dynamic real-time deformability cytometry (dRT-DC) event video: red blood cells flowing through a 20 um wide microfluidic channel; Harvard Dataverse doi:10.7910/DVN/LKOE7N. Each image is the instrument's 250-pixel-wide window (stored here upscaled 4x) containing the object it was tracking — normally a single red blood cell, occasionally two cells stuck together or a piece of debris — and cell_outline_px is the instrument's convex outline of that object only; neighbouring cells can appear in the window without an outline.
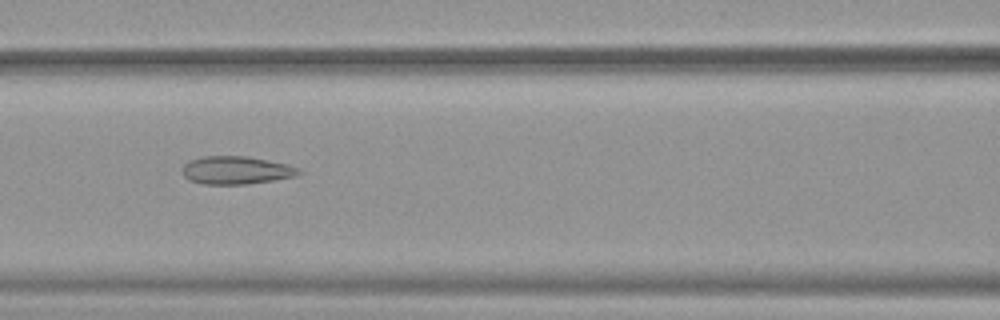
{"species": "common noctule bat (a hibernating species)", "species_latin": "Nyctalus noctula", "temperature_condition": "warm", "stored_images_in_passage": 52, "camera_frame_rate_fps": 3000, "um_per_image_px": 0.085, "animal": {"sex": "female", "body_mass_g": 19.9}, "frame": {"image": 1, "passage_image": 23, "time_ms": 7.333, "image_size_px": [1000, 320], "cell_outline_px": [[304, 172], [296, 176], [248, 184], [204, 184], [188, 180], [184, 176], [184, 164], [188, 160], [204, 156], [248, 156], [288, 164], [300, 168]], "centroid_in_image_um": [20.11, 14.46], "position_along_channel_um": 146.5, "area_um2": 19.07}}
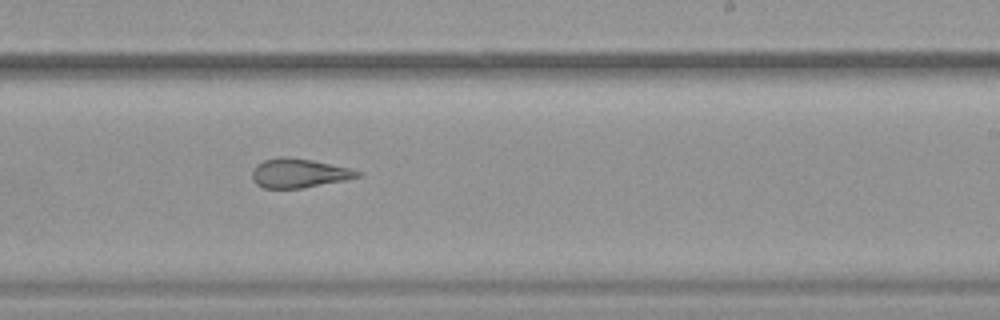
{"frame": {"image": 2, "passage_image": 32, "time_ms": 10.333, "image_size_px": [1000, 320], "cell_outline_px": [[364, 176], [304, 188], [264, 188], [256, 184], [252, 180], [252, 168], [256, 164], [264, 160], [276, 156], [284, 156], [312, 160], [352, 168], [364, 172]], "centroid_in_image_um": [25.43, 14.71], "position_along_channel_um": 263.6, "area_um2": 18.26}}
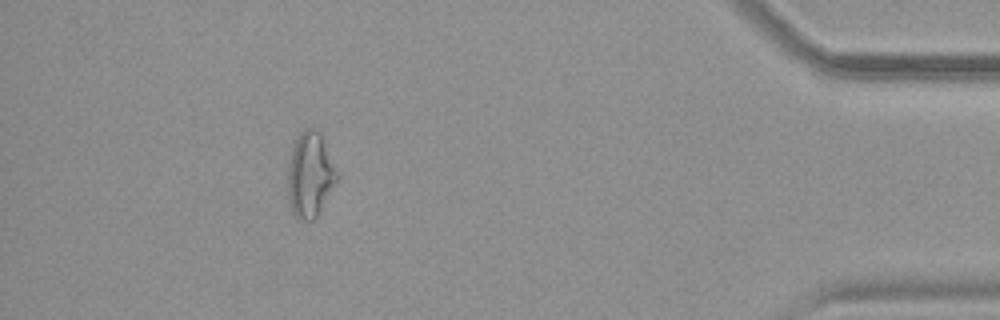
{"frame": {"image": 3, "passage_image": 47, "time_ms": 15.333, "image_size_px": [1000, 320], "cell_outline_px": [[340, 176], [316, 216], [312, 220], [300, 220], [292, 212], [288, 200], [288, 164], [292, 148], [296, 136], [304, 128], [316, 128], [320, 132]], "centroid_in_image_um": [26.35, 14.82], "position_along_channel_um": 408.8, "area_um2": 24.45}, "authors_computed_cell_mechanics": {"area_um2": 22.9466, "velocity_mm_per_s": 3.9197, "shape_relaxation_time_tau1_ms": null, "shape_relaxation_time_tau2_ms": 1.7411, "deformation_change_tau1": null, "deformation_change_tau2": 0.1012}}